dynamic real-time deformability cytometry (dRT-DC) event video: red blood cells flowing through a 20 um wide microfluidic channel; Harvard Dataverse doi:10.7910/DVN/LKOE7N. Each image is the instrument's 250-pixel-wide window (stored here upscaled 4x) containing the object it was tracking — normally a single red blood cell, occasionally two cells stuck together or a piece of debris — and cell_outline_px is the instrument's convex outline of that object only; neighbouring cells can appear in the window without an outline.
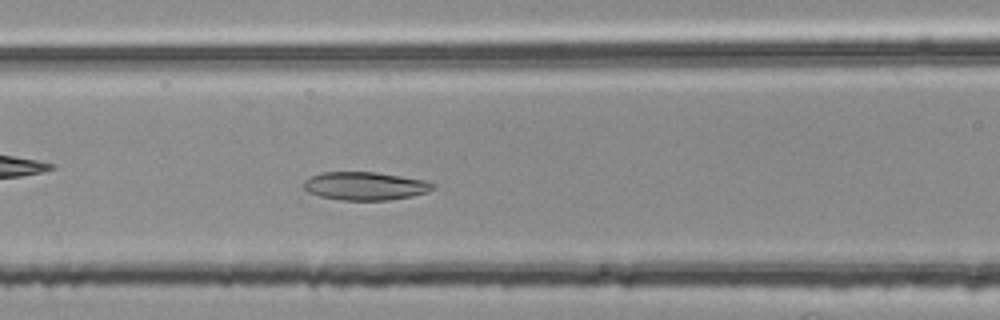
{"species": "common noctule bat (a hibernating species)", "species_latin": "Nyctalus noctula", "temperature_condition": "room temperature", "stored_images_in_passage": 49, "camera_frame_rate_fps": 3000, "um_per_image_px": 0.085, "animal": {"sex": "female", "body_mass_g": 25.1}, "frame": {"image": 1, "passage_image": 20, "time_ms": 6.333, "image_size_px": [1000, 320], "cell_outline_px": [[436, 188], [428, 192], [412, 196], [388, 200], [340, 200], [320, 196], [308, 192], [304, 188], [304, 180], [320, 172], [376, 172], [428, 180], [436, 184]], "centroid_in_image_um": [31.09, 15.8], "position_along_channel_um": 135.5, "area_um2": 21.44}}
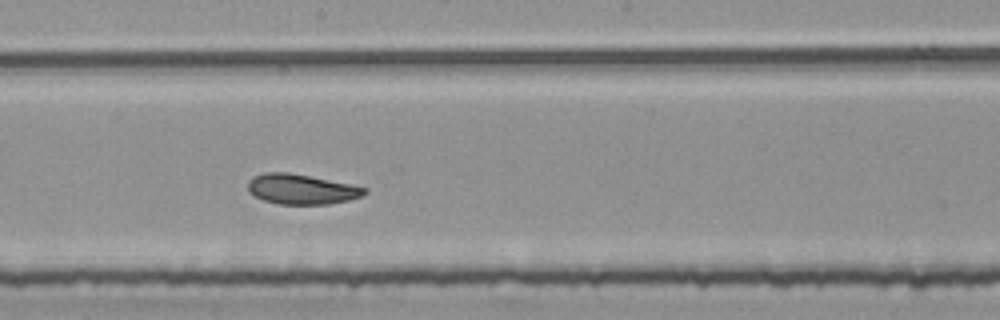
{"frame": {"image": 2, "passage_image": 27, "time_ms": 8.667, "image_size_px": [1000, 320], "cell_outline_px": [[368, 192], [360, 196], [348, 200], [328, 204], [276, 204], [264, 200], [248, 192], [248, 180], [252, 176], [264, 172], [288, 172], [368, 188]], "centroid_in_image_um": [25.57, 16.08], "position_along_channel_um": 222.6, "area_um2": 20.29}}
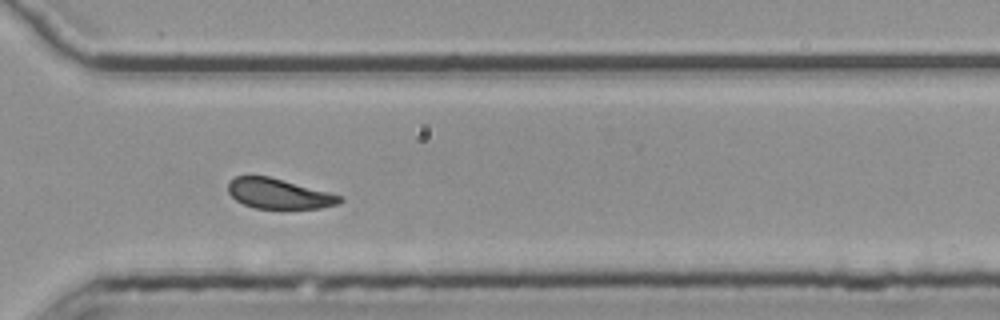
{"frame": {"image": 3, "passage_image": 37, "time_ms": 12.0, "image_size_px": [1000, 320], "cell_outline_px": [[344, 200], [340, 204], [320, 208], [256, 208], [244, 204], [236, 200], [228, 192], [228, 184], [236, 176], [268, 176], [344, 196]], "centroid_in_image_um": [23.74, 16.47], "position_along_channel_um": 346.9, "area_um2": 19.42}, "authors_computed_cell_mechanics": {"area_um2": 20.9814, "velocity_mm_per_s": 3.7396, "shape_relaxation_time_tau1_ms": null, "shape_relaxation_time_tau2_ms": 3.5074, "deformation_change_tau1": null, "deformation_change_tau2": 0.102}}